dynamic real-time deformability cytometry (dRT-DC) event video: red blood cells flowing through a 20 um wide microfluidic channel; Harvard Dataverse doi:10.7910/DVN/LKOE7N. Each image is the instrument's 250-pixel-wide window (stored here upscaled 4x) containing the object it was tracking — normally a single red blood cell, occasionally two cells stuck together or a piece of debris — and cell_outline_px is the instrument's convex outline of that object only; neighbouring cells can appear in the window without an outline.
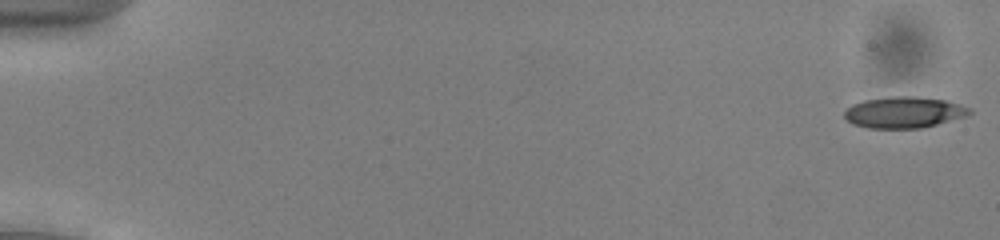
{"species": "common noctule bat (a hibernating species)", "species_latin": "Nyctalus noctula", "temperature_condition": "cold", "stored_images_in_passage": 53, "camera_frame_rate_fps": 3000, "um_per_image_px": 0.085, "animal": {"sex": "male", "body_mass_g": 13.0, "forearm_length_mm": 53.1}, "frame": {"image": 1, "passage_image": 1, "time_ms": 0.0, "image_size_px": [1000, 240], "cell_outline_px": [[972, 112], [964, 116], [936, 124], [920, 128], [868, 128], [852, 124], [844, 116], [844, 112], [852, 104], [864, 100], [896, 96], [912, 96], [944, 100], [960, 104], [972, 108]], "centroid_in_image_um": [76.82, 9.55], "position_along_channel_um": 8.2, "area_um2": 22.54}}
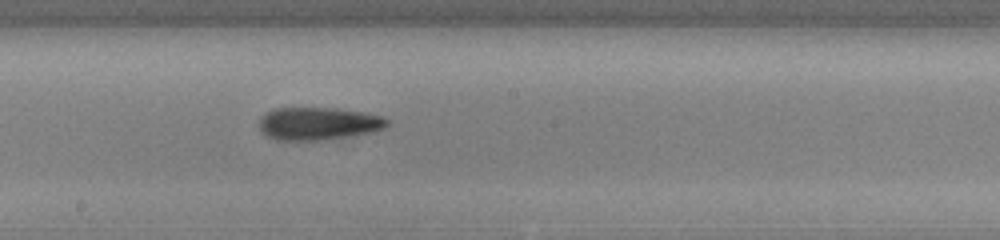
{"frame": {"image": 2, "passage_image": 30, "time_ms": 9.667, "image_size_px": [1000, 240], "cell_outline_px": [[388, 124], [384, 128], [372, 132], [324, 140], [276, 140], [264, 136], [260, 132], [260, 120], [272, 108], [336, 108], [364, 112], [380, 116], [388, 120]], "centroid_in_image_um": [27.03, 10.51], "position_along_channel_um": 221.2, "area_um2": 24.39}}
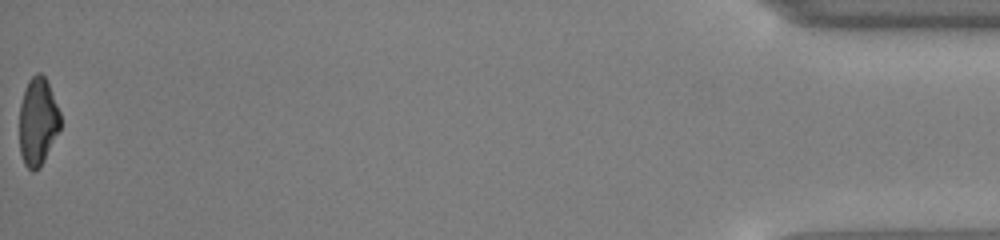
{"frame": {"image": 3, "passage_image": 53, "time_ms": 17.333, "image_size_px": [1000, 240], "cell_outline_px": [[60, 128], [40, 168], [32, 172], [24, 164], [20, 152], [20, 104], [28, 80], [36, 72], [40, 72], [44, 76], [48, 84], [60, 112]], "centroid_in_image_um": [3.21, 10.34], "position_along_channel_um": 432.0, "area_um2": 20.75}, "authors_computed_cell_mechanics": {"area_um2": 22.7732, "velocity_mm_per_s": 3.9571, "shape_relaxation_time_tau1_ms": 2.472, "shape_relaxation_time_tau2_ms": 5.6209, "deformation_change_tau1": 0.1437, "deformation_change_tau2": 0.1836}}